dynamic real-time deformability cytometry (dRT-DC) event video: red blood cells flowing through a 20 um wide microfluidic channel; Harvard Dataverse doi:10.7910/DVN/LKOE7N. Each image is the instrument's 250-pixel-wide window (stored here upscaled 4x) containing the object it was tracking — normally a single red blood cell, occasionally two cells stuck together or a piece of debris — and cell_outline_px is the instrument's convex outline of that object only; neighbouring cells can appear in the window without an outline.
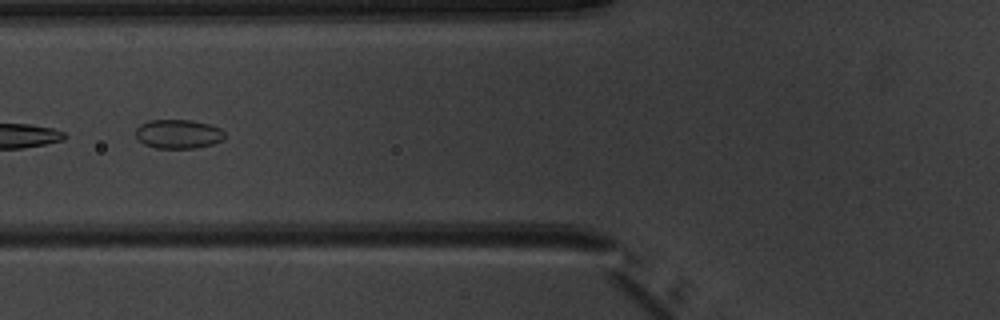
{"species": "common noctule bat (a hibernating species)", "species_latin": "Nyctalus noctula", "temperature_condition": "warm", "stored_images_in_passage": 5, "camera_frame_rate_fps": 3000, "um_per_image_px": 0.085, "animal": {"sex": "male", "body_mass_g": 20.1, "forearm_length_mm": 53.5}, "frame": {"image": 1, "passage_image": 5, "time_ms": 5.667, "image_size_px": [1000, 320], "cell_outline_px": [[224, 140], [212, 144], [196, 148], [156, 148], [144, 144], [136, 136], [136, 128], [140, 124], [148, 120], [192, 120], [208, 124], [220, 128], [224, 132]], "centroid_in_image_um": [15.15, 11.39], "position_along_channel_um": 110.6, "area_um2": 15.09}}